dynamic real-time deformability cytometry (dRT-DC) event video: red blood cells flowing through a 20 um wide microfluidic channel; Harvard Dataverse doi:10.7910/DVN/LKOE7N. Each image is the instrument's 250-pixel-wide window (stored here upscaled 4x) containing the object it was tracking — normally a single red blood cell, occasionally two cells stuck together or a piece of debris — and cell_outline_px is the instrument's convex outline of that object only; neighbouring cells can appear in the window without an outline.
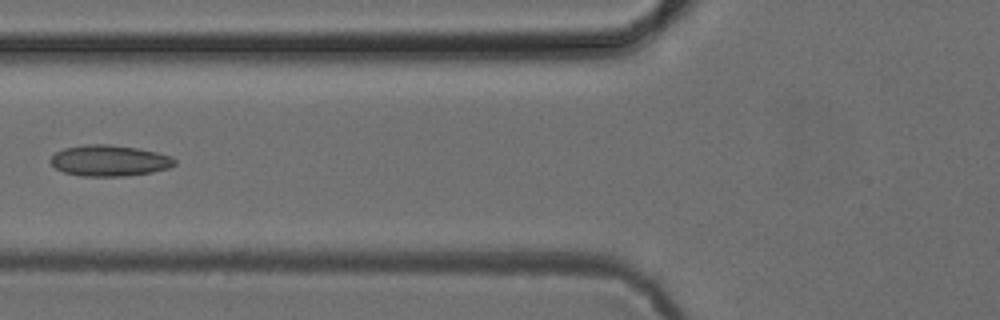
{"species": "common noctule bat (a hibernating species)", "species_latin": "Nyctalus noctula", "temperature_condition": "cold", "stored_images_in_passage": 3, "camera_frame_rate_fps": 3000, "um_per_image_px": 0.085, "animal": {"sex": "female", "body_mass_g": 24.6, "forearm_length_mm": 56.2}, "frame": {"image": 1, "passage_image": 2, "time_ms": 1.333, "image_size_px": [1000, 320], "cell_outline_px": [[176, 164], [168, 168], [152, 172], [124, 176], [80, 176], [64, 172], [56, 168], [52, 164], [52, 156], [56, 152], [64, 148], [88, 144], [104, 144], [136, 148], [156, 152], [172, 156], [176, 160]], "centroid_in_image_um": [9.32, 13.66], "position_along_channel_um": 116.5, "area_um2": 22.25}}
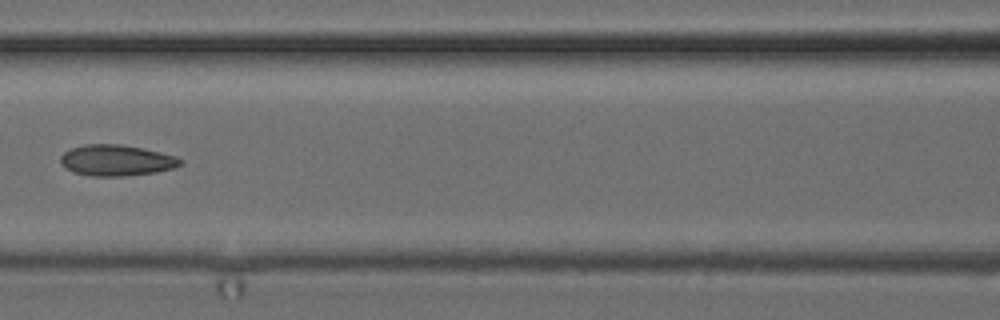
{"frame": {"image": 2, "passage_image": 3, "time_ms": 2.333, "image_size_px": [1000, 320], "cell_outline_px": [[184, 160], [176, 168], [156, 172], [124, 176], [92, 176], [72, 172], [64, 168], [60, 164], [60, 156], [64, 152], [72, 148], [84, 144], [120, 144], [160, 152], [176, 156]], "centroid_in_image_um": [9.88, 13.63], "position_along_channel_um": 156.7, "area_um2": 21.79}}